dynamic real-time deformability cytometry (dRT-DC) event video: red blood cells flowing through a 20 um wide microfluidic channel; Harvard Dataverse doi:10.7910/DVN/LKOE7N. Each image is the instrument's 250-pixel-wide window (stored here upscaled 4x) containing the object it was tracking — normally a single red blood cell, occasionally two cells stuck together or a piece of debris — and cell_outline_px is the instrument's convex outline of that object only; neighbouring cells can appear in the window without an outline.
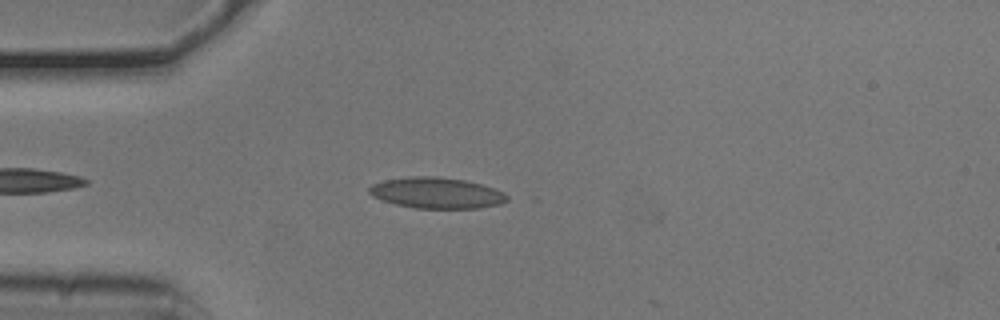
{"species": "common noctule bat (a hibernating species)", "species_latin": "Nyctalus noctula", "temperature_condition": "cold", "stored_images_in_passage": 9, "camera_frame_rate_fps": 3000, "um_per_image_px": 0.085, "animal": {"sex": "male", "body_mass_g": 20.5, "forearm_length_mm": 52.5}, "frame": {"image": 1, "passage_image": 7, "time_ms": 2.0, "image_size_px": [1000, 320], "cell_outline_px": [[508, 200], [500, 204], [480, 208], [416, 208], [396, 204], [372, 196], [368, 192], [368, 188], [372, 184], [384, 180], [408, 176], [436, 176], [464, 180], [480, 184], [504, 192], [508, 196]], "centroid_in_image_um": [37.1, 16.39], "position_along_channel_um": 47.9, "area_um2": 24.8}}